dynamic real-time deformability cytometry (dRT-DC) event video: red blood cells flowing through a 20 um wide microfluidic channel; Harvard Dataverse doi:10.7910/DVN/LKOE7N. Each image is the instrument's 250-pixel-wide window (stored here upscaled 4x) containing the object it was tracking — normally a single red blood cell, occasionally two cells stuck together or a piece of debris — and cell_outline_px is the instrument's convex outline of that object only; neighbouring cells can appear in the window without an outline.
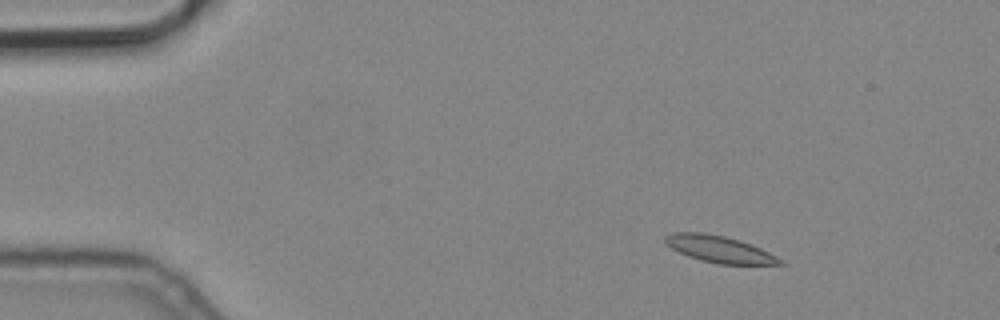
{"species": "common noctule bat (a hibernating species)", "species_latin": "Nyctalus noctula", "temperature_condition": "cold", "stored_images_in_passage": 7, "camera_frame_rate_fps": 3000, "um_per_image_px": 0.085, "animal": {"sex": "male", "body_mass_g": 19.2, "forearm_length_mm": 51.8}, "frame": {"image": 1, "passage_image": 3, "time_ms": 0.667, "image_size_px": [1000, 320], "cell_outline_px": [[784, 264], [720, 264], [700, 260], [688, 256], [664, 244], [664, 236], [672, 232], [704, 232], [724, 236], [740, 240], [760, 248], [784, 260]], "centroid_in_image_um": [61.11, 21.17], "position_along_channel_um": 23.9, "area_um2": 17.86}}
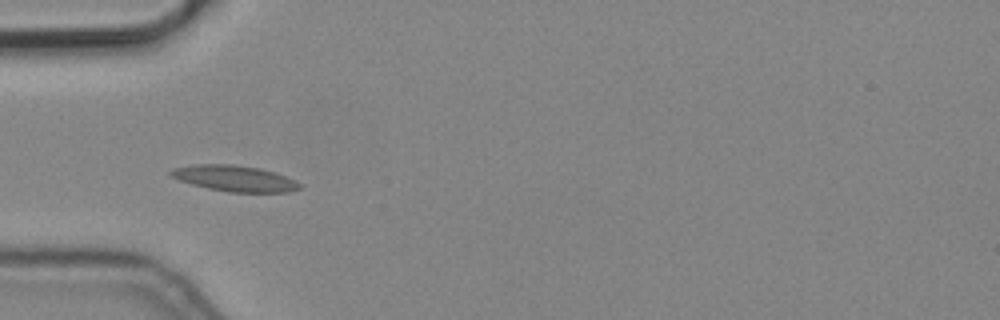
{"frame": {"image": 2, "passage_image": 6, "time_ms": 1.667, "image_size_px": [1000, 320], "cell_outline_px": [[300, 188], [288, 192], [228, 192], [208, 188], [192, 184], [168, 176], [168, 172], [172, 168], [196, 164], [232, 164], [260, 168], [284, 176], [300, 184]], "centroid_in_image_um": [19.86, 15.16], "position_along_channel_um": 65.1, "area_um2": 19.31}}
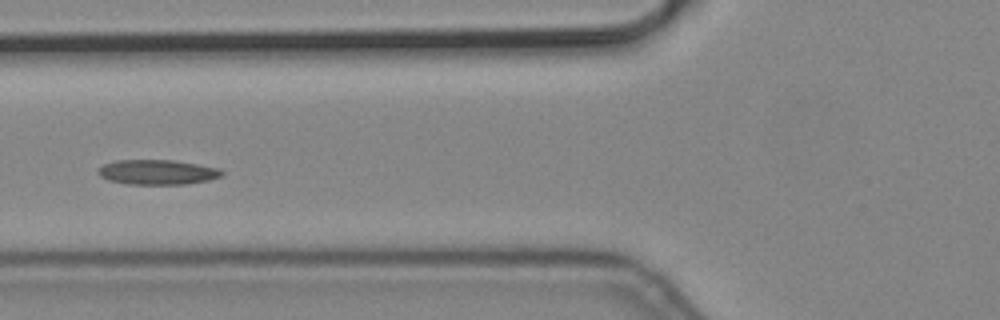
{"frame": {"image": 3, "passage_image": 7, "time_ms": 2.0, "image_size_px": [1000, 320], "cell_outline_px": [[224, 176], [208, 180], [184, 184], [128, 184], [108, 180], [100, 176], [96, 172], [104, 164], [116, 160], [172, 160], [220, 168], [224, 172]], "centroid_in_image_um": [13.39, 14.63], "position_along_channel_um": 112.4, "area_um2": 17.92}}